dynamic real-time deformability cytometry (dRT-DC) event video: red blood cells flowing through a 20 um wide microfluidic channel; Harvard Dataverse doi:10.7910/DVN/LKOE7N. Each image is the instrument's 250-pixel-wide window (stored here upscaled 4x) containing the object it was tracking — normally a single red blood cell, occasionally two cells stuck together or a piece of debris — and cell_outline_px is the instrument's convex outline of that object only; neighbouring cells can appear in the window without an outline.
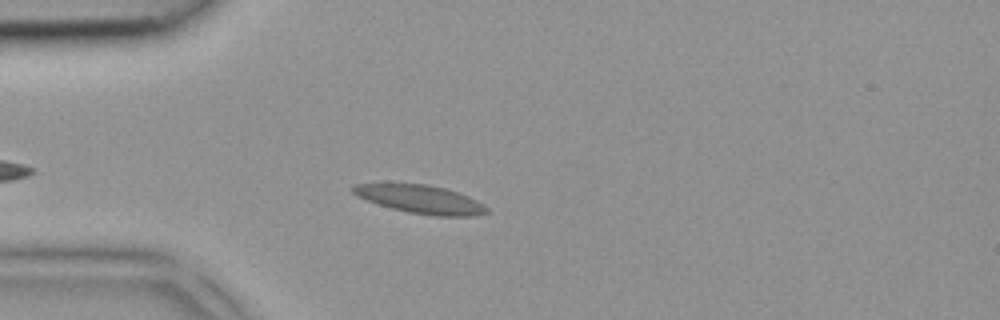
{"species": "common noctule bat (a hibernating species)", "species_latin": "Nyctalus noctula", "temperature_condition": "room temperature", "stored_images_in_passage": 3, "camera_frame_rate_fps": 3000, "um_per_image_px": 0.085, "animal": {"sex": "female", "body_mass_g": 18.4}, "frame": {"image": 1, "passage_image": 3, "time_ms": 0.667, "image_size_px": [1000, 320], "cell_outline_px": [[488, 212], [476, 216], [436, 216], [408, 212], [392, 208], [368, 200], [352, 192], [352, 188], [356, 184], [428, 184], [444, 188], [468, 196], [484, 204], [488, 208]], "centroid_in_image_um": [35.82, 16.95], "position_along_channel_um": 49.2, "area_um2": 21.62}}